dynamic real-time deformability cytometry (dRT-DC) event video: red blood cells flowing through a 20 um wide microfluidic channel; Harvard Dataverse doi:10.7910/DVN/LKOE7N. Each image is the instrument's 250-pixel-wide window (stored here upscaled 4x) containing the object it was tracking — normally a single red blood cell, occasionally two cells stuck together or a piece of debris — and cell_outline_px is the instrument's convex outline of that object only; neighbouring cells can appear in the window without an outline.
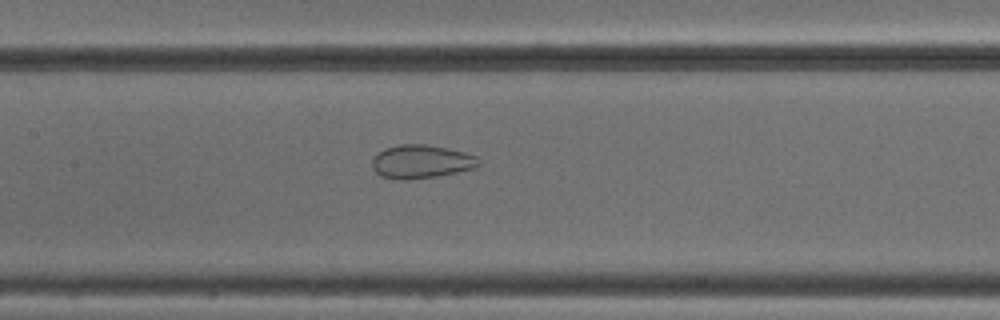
{"species": "common noctule bat (a hibernating species)", "species_latin": "Nyctalus noctula", "temperature_condition": "cold", "stored_images_in_passage": 52, "camera_frame_rate_fps": 3000, "um_per_image_px": 0.085, "animal": {"sex": "male", "body_mass_g": 18.8}, "frame": {"image": 1, "passage_image": 25, "time_ms": 8.0, "image_size_px": [1000, 320], "cell_outline_px": [[480, 164], [476, 168], [436, 176], [404, 180], [400, 180], [380, 176], [372, 168], [372, 160], [384, 148], [400, 144], [424, 144], [448, 148], [464, 152], [476, 156], [480, 160]], "centroid_in_image_um": [35.81, 13.74], "position_along_channel_um": 171.6, "area_um2": 20.75}}
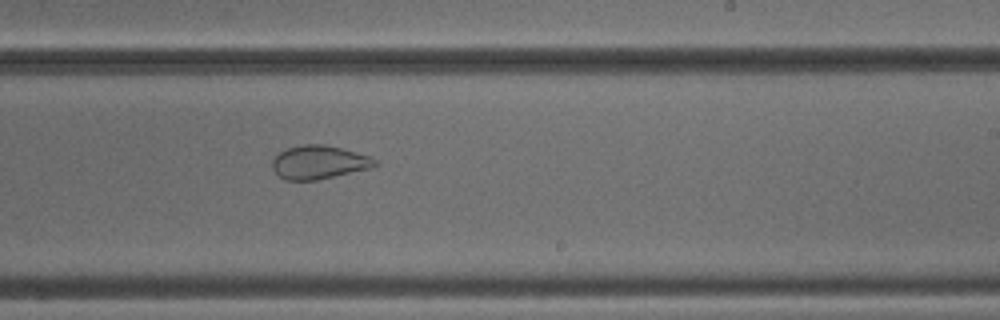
{"frame": {"image": 2, "passage_image": 32, "time_ms": 10.333, "image_size_px": [1000, 320], "cell_outline_px": [[380, 164], [372, 168], [316, 180], [284, 180], [272, 168], [272, 160], [280, 152], [288, 148], [304, 144], [324, 144], [356, 152], [368, 156], [376, 160]], "centroid_in_image_um": [27.12, 13.8], "position_along_channel_um": 261.9, "area_um2": 19.94}}
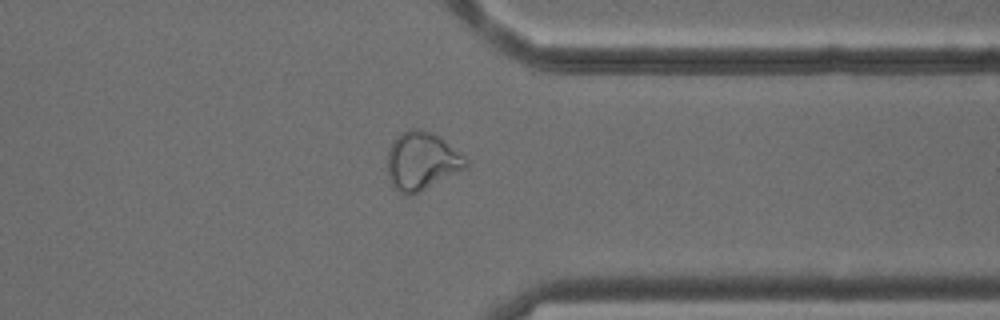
{"frame": {"image": 3, "passage_image": 41, "time_ms": 13.333, "image_size_px": [1000, 320], "cell_outline_px": [[468, 168], [412, 196], [404, 196], [392, 188], [388, 176], [388, 148], [392, 140], [400, 132], [408, 128], [416, 128], [440, 136], [464, 156], [468, 160]], "centroid_in_image_um": [35.83, 13.71], "position_along_channel_um": 375.6, "area_um2": 27.17}, "authors_computed_cell_mechanics": {"area_um2": 27.8018, "velocity_mm_per_s": 3.8943, "shape_relaxation_time_tau1_ms": null, "shape_relaxation_time_tau2_ms": 1.2993, "deformation_change_tau1": null, "deformation_change_tau2": 0.0717}}